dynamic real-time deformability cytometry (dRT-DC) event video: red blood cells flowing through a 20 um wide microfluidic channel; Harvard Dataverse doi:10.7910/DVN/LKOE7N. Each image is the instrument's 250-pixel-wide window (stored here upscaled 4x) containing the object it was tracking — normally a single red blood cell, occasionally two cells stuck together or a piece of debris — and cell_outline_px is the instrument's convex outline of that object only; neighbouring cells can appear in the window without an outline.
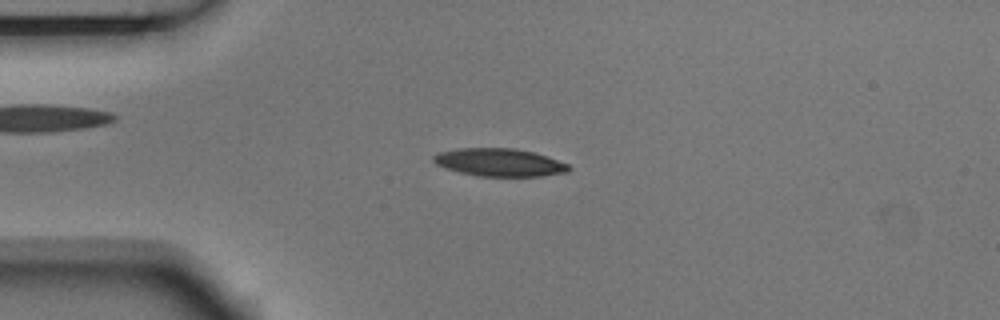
{"species": "Egyptian fruit bat (a non-hibernating species)", "species_latin": "Rousettus aegyptiacus", "temperature_condition": "room temperature", "stored_images_in_passage": 7, "camera_frame_rate_fps": 3000, "um_per_image_px": 0.085, "animal": {"sex": "male"}, "frame": {"image": 1, "passage_image": 3, "time_ms": 0.667, "image_size_px": [1000, 320], "cell_outline_px": [[572, 168], [568, 172], [544, 176], [476, 176], [460, 172], [436, 164], [432, 160], [432, 156], [440, 152], [456, 148], [512, 148], [536, 152], [548, 156], [568, 164]], "centroid_in_image_um": [42.49, 13.8], "position_along_channel_um": 42.5, "area_um2": 22.08}}
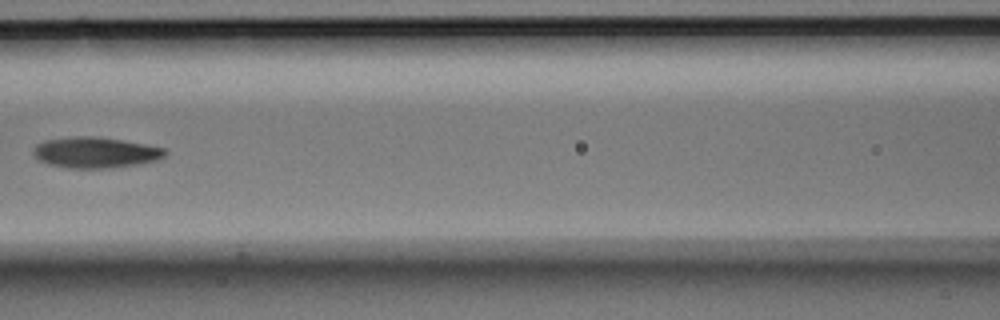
{"frame": {"image": 2, "passage_image": 6, "time_ms": 1.667, "image_size_px": [1000, 320], "cell_outline_px": [[168, 152], [164, 156], [156, 160], [136, 164], [112, 168], [68, 168], [48, 164], [40, 160], [32, 152], [36, 144], [44, 140], [76, 136], [96, 136], [124, 140], [164, 148]], "centroid_in_image_um": [8.1, 12.95], "position_along_channel_um": 158.5, "area_um2": 23.64}}
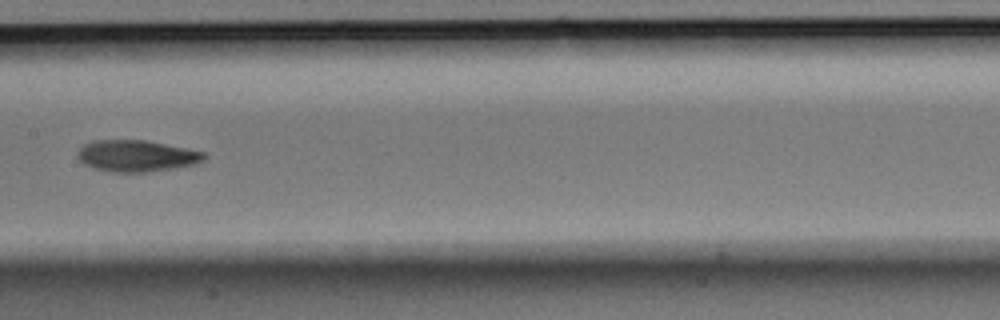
{"frame": {"image": 3, "passage_image": 7, "time_ms": 2.0, "image_size_px": [1000, 320], "cell_outline_px": [[208, 156], [204, 160], [196, 164], [176, 168], [144, 172], [112, 172], [96, 168], [84, 164], [76, 156], [76, 152], [84, 144], [92, 140], [144, 140], [204, 152]], "centroid_in_image_um": [11.6, 13.25], "position_along_channel_um": 195.8, "area_um2": 23.18}}